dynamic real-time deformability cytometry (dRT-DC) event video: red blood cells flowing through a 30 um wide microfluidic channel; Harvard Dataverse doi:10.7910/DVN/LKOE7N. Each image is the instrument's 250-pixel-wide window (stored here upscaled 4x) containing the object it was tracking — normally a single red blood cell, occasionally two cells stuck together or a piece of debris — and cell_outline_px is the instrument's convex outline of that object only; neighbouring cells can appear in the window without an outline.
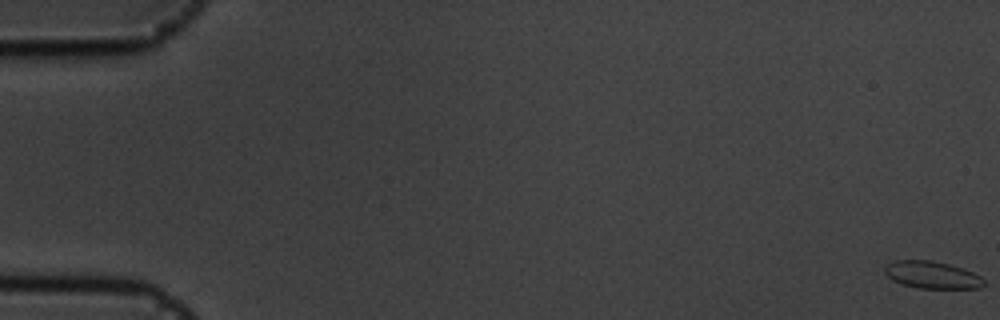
{"species": "common noctule bat (a hibernating species)", "species_latin": "Nyctalus noctula", "temperature_condition": "cold", "stored_images_in_passage": 18, "camera_frame_rate_fps": 3000, "um_per_image_px": 0.085, "animal": {"sex": "male", "body_mass_g": 19.5, "forearm_length_mm": 54.6}, "frame": {"image": 1, "passage_image": 1, "time_ms": 0.0, "image_size_px": [1000, 320], "cell_outline_px": [[984, 284], [980, 288], [916, 288], [892, 280], [884, 272], [884, 268], [888, 264], [896, 260], [932, 260], [964, 268], [980, 276], [984, 280]], "centroid_in_image_um": [79.22, 23.36], "position_along_channel_um": 5.8, "area_um2": 15.66}}
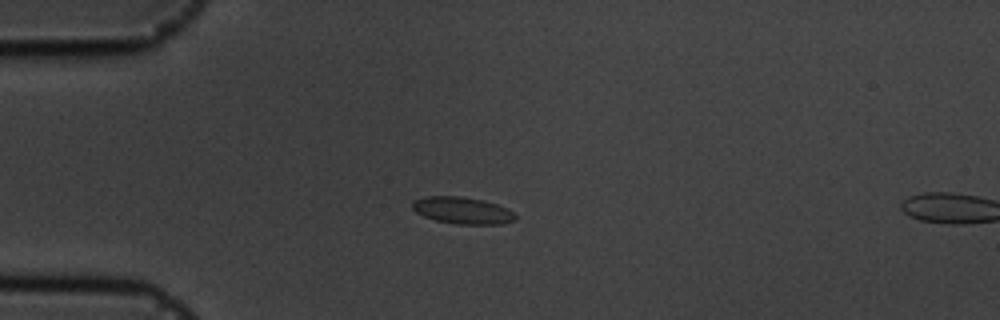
{"frame": {"image": 2, "passage_image": 16, "time_ms": 5.0, "image_size_px": [1000, 320], "cell_outline_px": [[516, 220], [504, 224], [456, 224], [436, 220], [424, 216], [416, 212], [412, 208], [412, 200], [424, 196], [460, 196], [480, 200], [496, 204], [508, 208], [516, 216]], "centroid_in_image_um": [39.29, 17.89], "position_along_channel_um": 45.7, "area_um2": 16.13}}